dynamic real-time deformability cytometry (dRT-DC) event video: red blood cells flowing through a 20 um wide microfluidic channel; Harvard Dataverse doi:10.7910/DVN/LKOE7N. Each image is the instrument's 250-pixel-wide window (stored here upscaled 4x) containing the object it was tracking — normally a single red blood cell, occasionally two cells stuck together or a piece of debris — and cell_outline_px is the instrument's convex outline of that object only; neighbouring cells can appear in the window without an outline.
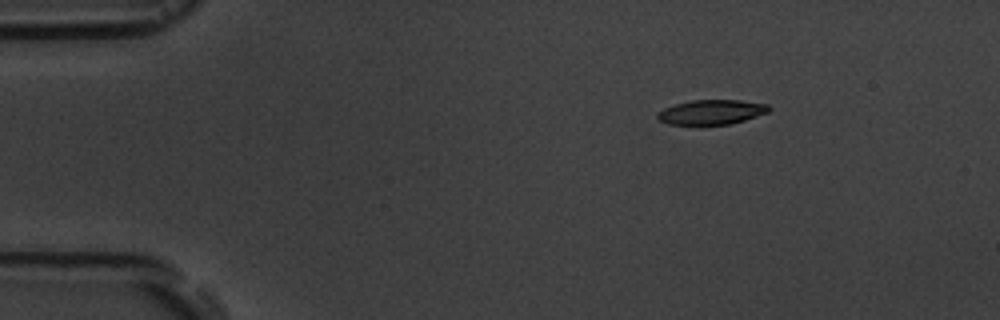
{"species": "common noctule bat (a hibernating species)", "species_latin": "Nyctalus noctula", "temperature_condition": "room temperature", "stored_images_in_passage": 10, "camera_frame_rate_fps": 3000, "um_per_image_px": 0.085, "animal": {"sex": "male", "body_mass_g": 19.5, "forearm_length_mm": 54.6}, "frame": {"image": 1, "passage_image": 1, "time_ms": 0.0, "image_size_px": [1000, 320], "cell_outline_px": [[772, 108], [768, 112], [732, 124], [700, 128], [668, 124], [660, 120], [656, 116], [656, 112], [664, 108], [676, 104], [692, 100], [740, 100], [768, 104]], "centroid_in_image_um": [60.43, 9.58], "position_along_channel_um": 24.6, "area_um2": 16.88}}
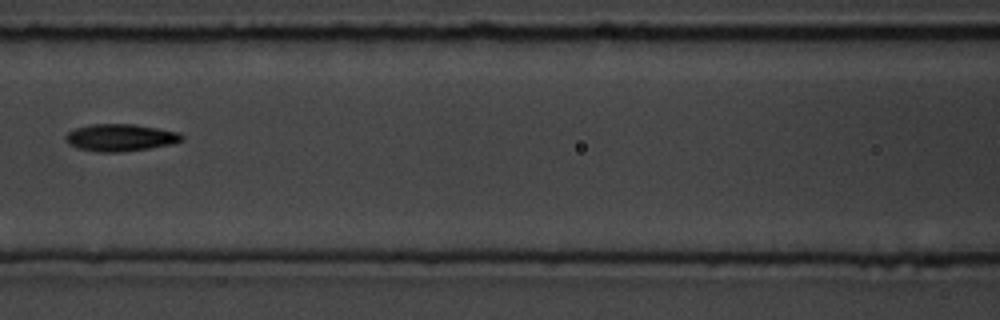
{"frame": {"image": 2, "passage_image": 6, "time_ms": 5.667, "image_size_px": [1000, 320], "cell_outline_px": [[184, 140], [172, 144], [148, 148], [120, 152], [96, 152], [76, 148], [68, 144], [64, 140], [64, 136], [68, 132], [76, 128], [92, 124], [136, 124], [180, 132], [184, 136]], "centroid_in_image_um": [10.22, 11.69], "position_along_channel_um": 156.4, "area_um2": 18.61}}
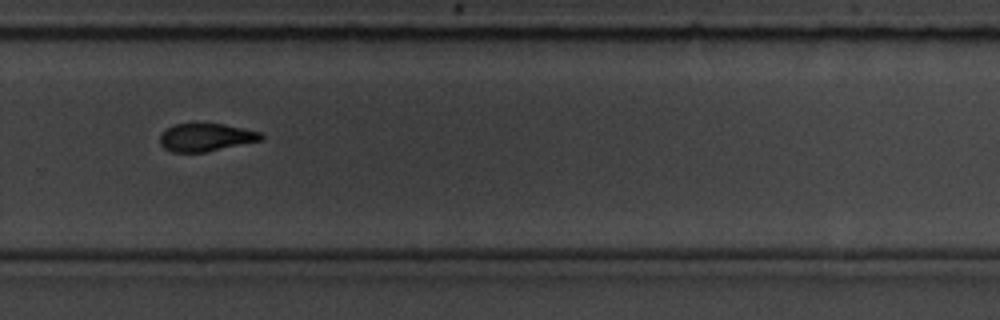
{"frame": {"image": 3, "passage_image": 10, "time_ms": 10.0, "image_size_px": [1000, 320], "cell_outline_px": [[264, 136], [260, 140], [204, 152], [172, 152], [164, 148], [160, 144], [160, 136], [168, 128], [176, 124], [224, 124], [260, 132]], "centroid_in_image_um": [17.48, 11.68], "position_along_channel_um": 312.3, "area_um2": 16.01}}